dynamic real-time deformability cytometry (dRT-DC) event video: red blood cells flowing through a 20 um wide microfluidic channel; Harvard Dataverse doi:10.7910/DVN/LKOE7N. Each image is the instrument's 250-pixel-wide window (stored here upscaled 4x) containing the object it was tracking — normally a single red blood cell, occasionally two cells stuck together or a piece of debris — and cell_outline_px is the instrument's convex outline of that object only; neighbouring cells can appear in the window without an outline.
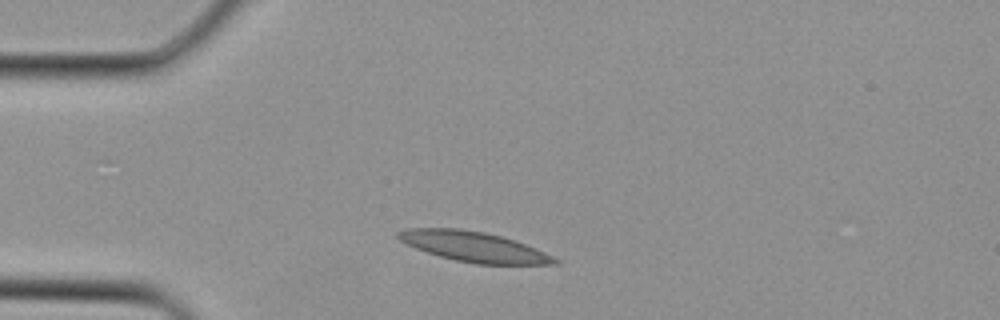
{"species": "Egyptian fruit bat (a non-hibernating species)", "species_latin": "Rousettus aegyptiacus", "temperature_condition": "cold", "stored_images_in_passage": 1, "camera_frame_rate_fps": 3000, "um_per_image_px": 0.085, "animal": {"sex": "female"}, "frame": {"image": 1, "passage_image": 1, "time_ms": 0.0, "image_size_px": [1000, 320], "cell_outline_px": [[560, 264], [476, 264], [456, 260], [440, 256], [416, 248], [400, 240], [396, 236], [396, 232], [408, 228], [460, 228], [484, 232], [500, 236], [536, 248], [560, 260]], "centroid_in_image_um": [40.27, 20.96], "position_along_channel_um": 44.7, "area_um2": 27.17}}